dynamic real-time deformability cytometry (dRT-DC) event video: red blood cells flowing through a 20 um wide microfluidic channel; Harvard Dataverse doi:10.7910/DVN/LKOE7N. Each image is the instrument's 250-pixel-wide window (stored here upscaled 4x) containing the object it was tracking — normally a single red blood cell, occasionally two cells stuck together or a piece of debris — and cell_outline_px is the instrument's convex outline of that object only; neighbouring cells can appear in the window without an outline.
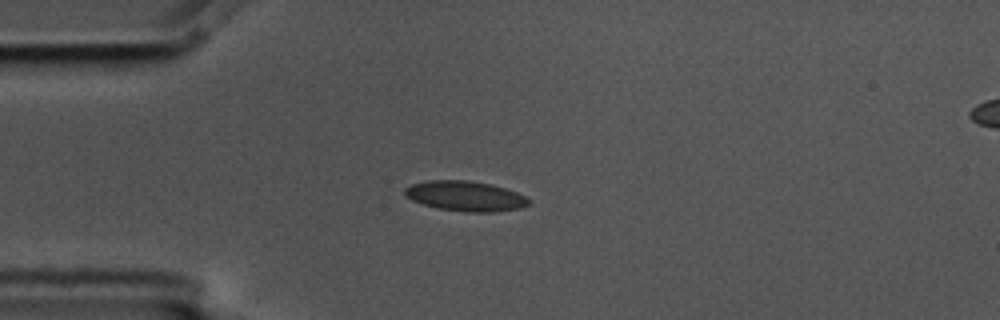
{"species": "common noctule bat (a hibernating species)", "species_latin": "Nyctalus noctula", "temperature_condition": "cold", "stored_images_in_passage": 7, "camera_frame_rate_fps": 3000, "um_per_image_px": 0.085, "animal": {"sex": "male", "body_mass_g": 17.5, "forearm_length_mm": 52.3}, "frame": {"image": 1, "passage_image": 3, "time_ms": 0.667, "image_size_px": [1000, 320], "cell_outline_px": [[532, 200], [528, 204], [520, 208], [496, 212], [464, 212], [436, 208], [412, 200], [404, 196], [404, 188], [412, 184], [428, 180], [468, 180], [488, 184], [504, 188], [516, 192]], "centroid_in_image_um": [39.53, 16.67], "position_along_channel_um": 45.5, "area_um2": 21.73}}